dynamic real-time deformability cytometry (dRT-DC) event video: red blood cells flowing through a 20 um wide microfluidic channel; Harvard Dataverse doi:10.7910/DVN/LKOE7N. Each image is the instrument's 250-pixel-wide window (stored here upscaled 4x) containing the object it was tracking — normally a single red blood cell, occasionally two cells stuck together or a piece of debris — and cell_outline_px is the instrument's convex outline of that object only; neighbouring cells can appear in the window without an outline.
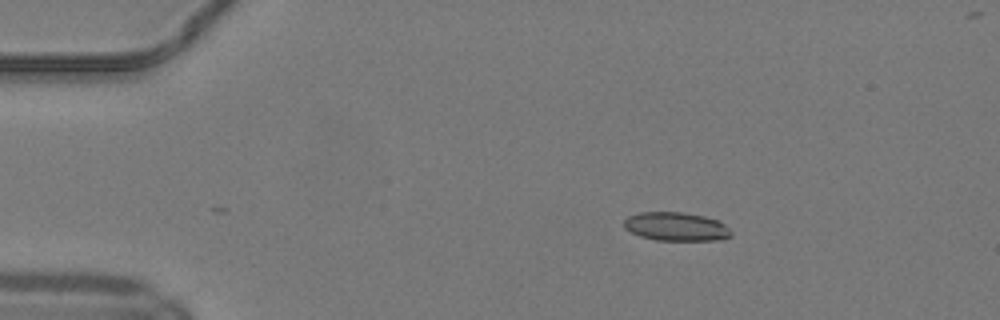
{"species": "common noctule bat (a hibernating species)", "species_latin": "Nyctalus noctula", "temperature_condition": "warm", "stored_images_in_passage": 33, "camera_frame_rate_fps": 3000, "um_per_image_px": 0.085, "animal": {"sex": "male", "body_mass_g": 19.2, "forearm_length_mm": 51.8}, "frame": {"image": 1, "passage_image": 1, "time_ms": 0.0, "image_size_px": [1000, 320], "cell_outline_px": [[732, 236], [724, 240], [656, 240], [640, 236], [624, 228], [624, 220], [628, 216], [640, 212], [684, 212], [704, 216], [720, 220], [732, 232]], "centroid_in_image_um": [57.5, 19.26], "position_along_channel_um": 27.5, "area_um2": 18.03}}
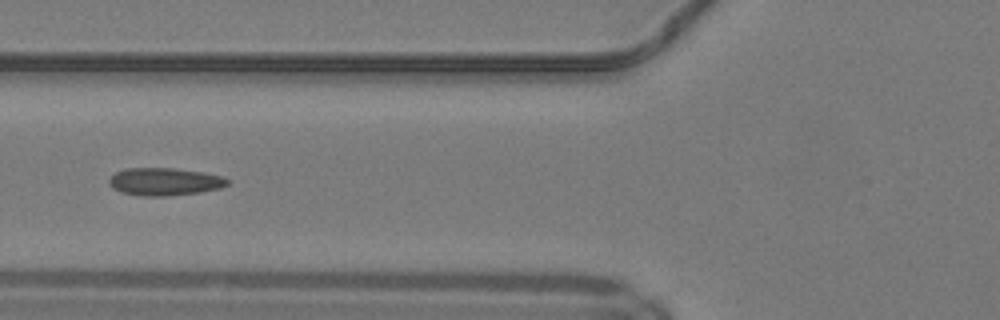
{"frame": {"image": 2, "passage_image": 12, "time_ms": 3.667, "image_size_px": [1000, 320], "cell_outline_px": [[232, 180], [228, 184], [220, 188], [200, 192], [164, 196], [144, 196], [120, 192], [112, 188], [108, 184], [108, 180], [116, 172], [124, 168], [172, 168], [204, 172], [224, 176]], "centroid_in_image_um": [14.01, 15.43], "position_along_channel_um": 111.8, "area_um2": 19.25}}
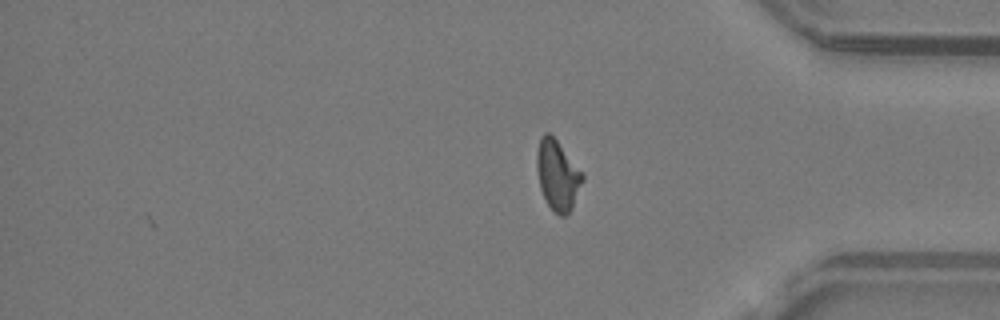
{"frame": {"image": 3, "passage_image": 33, "time_ms": 10.667, "image_size_px": [1000, 320], "cell_outline_px": [[584, 180], [572, 208], [564, 216], [560, 216], [548, 204], [540, 188], [536, 168], [536, 152], [540, 136], [544, 132], [548, 132], [556, 140], [584, 176]], "centroid_in_image_um": [47.37, 14.88], "position_along_channel_um": 387.8, "area_um2": 18.32}, "authors_computed_cell_mechanics": {"area_um2": 18.4382, "velocity_mm_per_s": 4.1753, "shape_relaxation_time_tau1_ms": 10.2876, "shape_relaxation_time_tau2_ms": 1.4639, "deformation_change_tau1": 0.2278, "deformation_change_tau2": 0.0899}}